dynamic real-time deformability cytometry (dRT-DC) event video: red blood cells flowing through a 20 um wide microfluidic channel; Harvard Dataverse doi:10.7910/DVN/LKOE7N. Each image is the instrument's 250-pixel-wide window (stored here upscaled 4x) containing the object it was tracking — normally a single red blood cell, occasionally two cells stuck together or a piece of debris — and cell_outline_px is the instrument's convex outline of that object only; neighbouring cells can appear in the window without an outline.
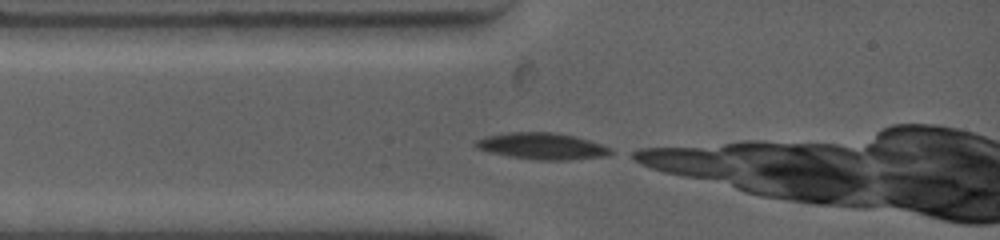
{"species": "common noctule bat (a hibernating species)", "species_latin": "Nyctalus noctula", "temperature_condition": "warm", "stored_images_in_passage": 3, "camera_frame_rate_fps": 4500, "um_per_image_px": 0.085, "animal": {"sex": "female", "body_mass_g": 19.0, "forearm_length_mm": 53.3}, "frame": {"image": 1, "passage_image": 1, "time_ms": 0.0, "image_size_px": [1000, 240], "cell_outline_px": [[616, 152], [608, 156], [568, 160], [536, 160], [508, 156], [476, 148], [476, 140], [488, 136], [508, 132], [552, 132], [576, 136], [612, 148]], "centroid_in_image_um": [46.15, 12.43], "position_along_channel_um": 38.8, "area_um2": 20.87}}